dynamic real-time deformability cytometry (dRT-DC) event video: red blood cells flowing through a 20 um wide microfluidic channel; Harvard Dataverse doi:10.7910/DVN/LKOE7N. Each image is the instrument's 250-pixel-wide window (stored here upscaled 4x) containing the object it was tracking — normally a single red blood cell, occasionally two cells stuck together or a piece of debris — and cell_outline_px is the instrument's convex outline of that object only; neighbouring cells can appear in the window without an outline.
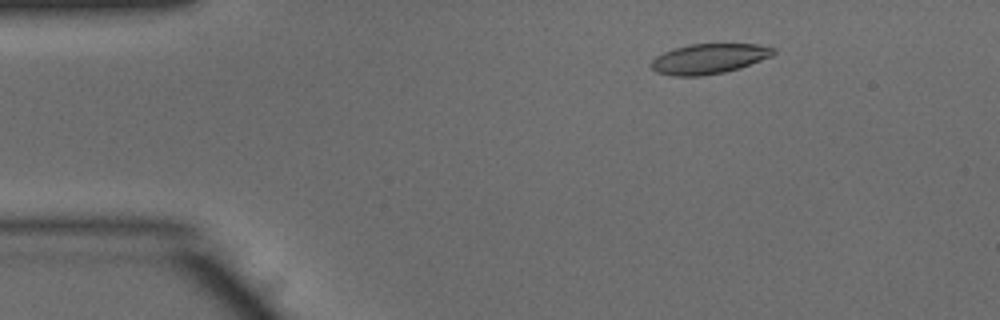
{"species": "common noctule bat (a hibernating species)", "species_latin": "Nyctalus noctula", "temperature_condition": "warm", "stored_images_in_passage": 48, "camera_frame_rate_fps": 3000, "um_per_image_px": 0.085, "animal": {"sex": "male", "body_mass_g": 15.6}, "frame": {"image": 1, "passage_image": 6, "time_ms": 1.667, "image_size_px": [1000, 320], "cell_outline_px": [[776, 52], [772, 56], [740, 68], [724, 72], [700, 76], [672, 76], [656, 72], [648, 64], [656, 56], [664, 52], [676, 48], [692, 44], [756, 44], [776, 48]], "centroid_in_image_um": [60.26, 5.0], "position_along_channel_um": 24.7, "area_um2": 21.44}}
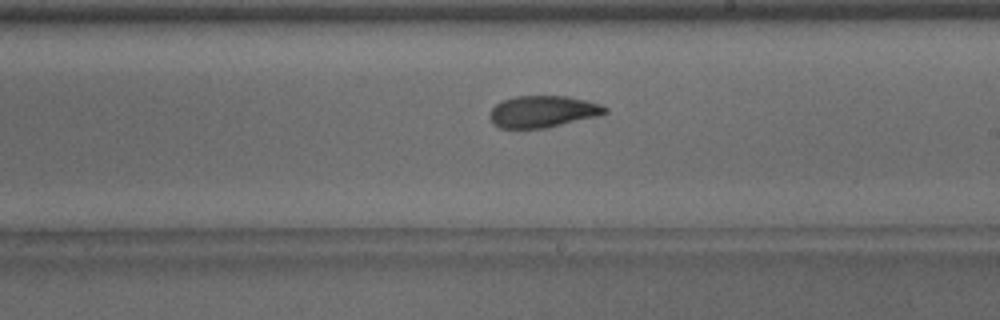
{"frame": {"image": 2, "passage_image": 27, "time_ms": 8.667, "image_size_px": [1000, 320], "cell_outline_px": [[608, 112], [600, 116], [544, 128], [500, 128], [492, 124], [488, 116], [492, 108], [500, 100], [516, 96], [568, 96], [600, 104], [608, 108]], "centroid_in_image_um": [46.12, 9.48], "position_along_channel_um": 242.9, "area_um2": 21.5}}
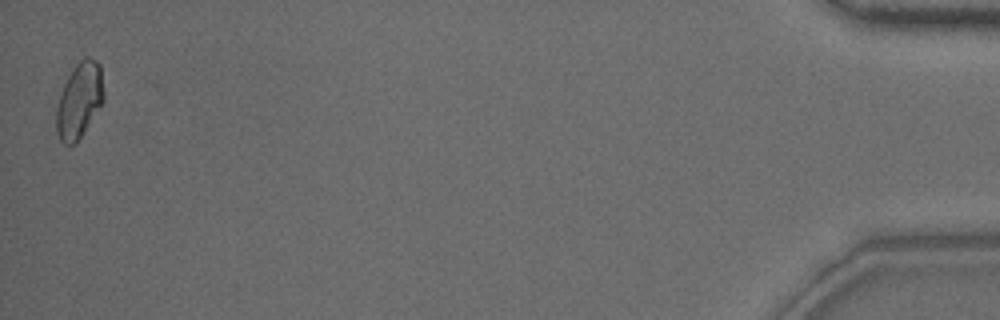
{"frame": {"image": 3, "passage_image": 48, "time_ms": 15.667, "image_size_px": [1000, 320], "cell_outline_px": [[104, 100], [80, 136], [72, 144], [64, 144], [60, 140], [56, 132], [56, 108], [60, 92], [68, 76], [76, 64], [84, 56], [88, 56], [96, 60], [100, 64], [104, 92]], "centroid_in_image_um": [6.73, 8.48], "position_along_channel_um": 428.5, "area_um2": 20.63}, "authors_computed_cell_mechanics": {"area_um2": 21.4149, "velocity_mm_per_s": 4.0204, "shape_relaxation_time_tau1_ms": 4.1216, "shape_relaxation_time_tau2_ms": 2.2046, "deformation_change_tau1": 0.1531, "deformation_change_tau2": 0.0781}}